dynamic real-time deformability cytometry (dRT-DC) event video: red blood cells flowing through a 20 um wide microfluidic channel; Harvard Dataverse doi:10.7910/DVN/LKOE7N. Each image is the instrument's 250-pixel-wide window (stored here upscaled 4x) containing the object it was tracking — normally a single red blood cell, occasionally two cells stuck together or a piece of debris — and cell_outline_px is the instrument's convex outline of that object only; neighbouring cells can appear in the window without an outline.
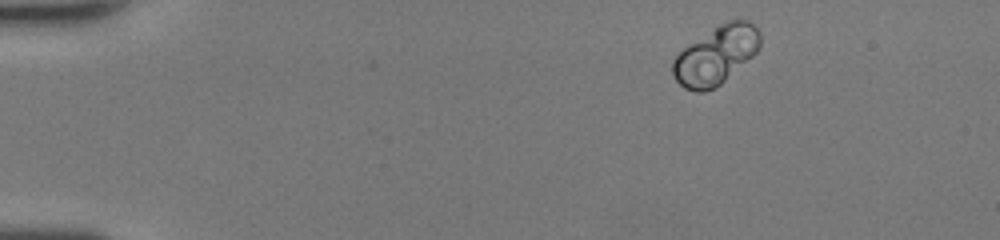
{"species": "human", "species_latin": "Homo sapiens", "temperature_condition": "room temperature", "stored_images_in_passage": 43, "camera_frame_rate_fps": 3000, "um_per_image_px": 0.085, "donor": {"sex": "female"}, "frame": {"image": 1, "passage_image": 1, "time_ms": 0.0, "image_size_px": [1000, 240], "cell_outline_px": [[760, 44], [756, 52], [752, 56], [720, 84], [704, 92], [696, 92], [684, 88], [676, 80], [672, 72], [672, 60], [684, 48], [720, 24], [732, 20], [748, 20], [760, 32]], "centroid_in_image_um": [60.85, 4.71], "position_along_channel_um": 24.2, "area_um2": 28.96}}
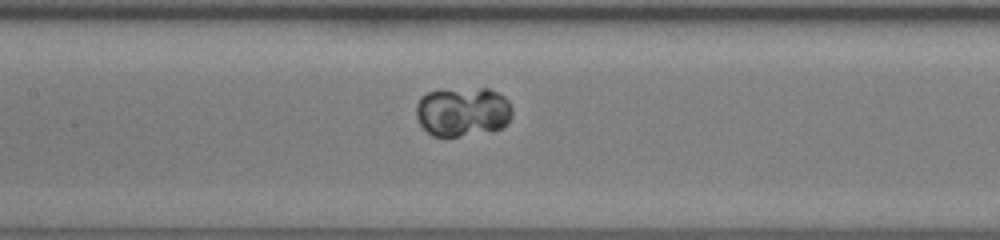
{"frame": {"image": 2, "passage_image": 19, "time_ms": 6.0, "image_size_px": [1000, 240], "cell_outline_px": [[512, 116], [508, 124], [500, 128], [460, 136], [432, 136], [420, 124], [416, 116], [416, 104], [420, 96], [428, 92], [480, 88], [488, 88], [504, 96], [508, 100], [512, 108]], "centroid_in_image_um": [39.33, 9.5], "position_along_channel_um": 168.1, "area_um2": 27.46}}
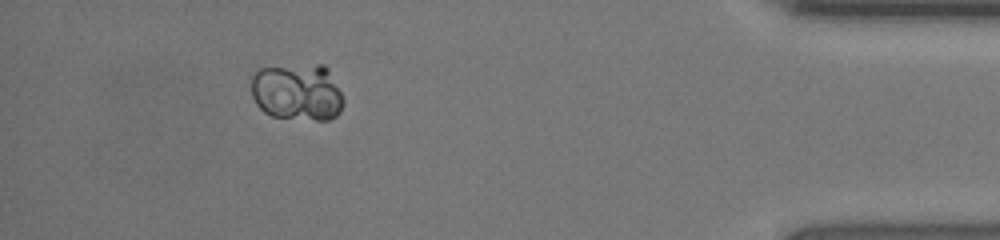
{"frame": {"image": 3, "passage_image": 39, "time_ms": 12.667, "image_size_px": [1000, 240], "cell_outline_px": [[344, 100], [340, 112], [336, 116], [328, 120], [316, 120], [272, 116], [264, 112], [256, 104], [252, 96], [248, 76], [260, 68], [316, 64], [324, 64], [328, 68]], "centroid_in_image_um": [25.23, 7.82], "position_along_channel_um": 410.0, "area_um2": 31.04}}